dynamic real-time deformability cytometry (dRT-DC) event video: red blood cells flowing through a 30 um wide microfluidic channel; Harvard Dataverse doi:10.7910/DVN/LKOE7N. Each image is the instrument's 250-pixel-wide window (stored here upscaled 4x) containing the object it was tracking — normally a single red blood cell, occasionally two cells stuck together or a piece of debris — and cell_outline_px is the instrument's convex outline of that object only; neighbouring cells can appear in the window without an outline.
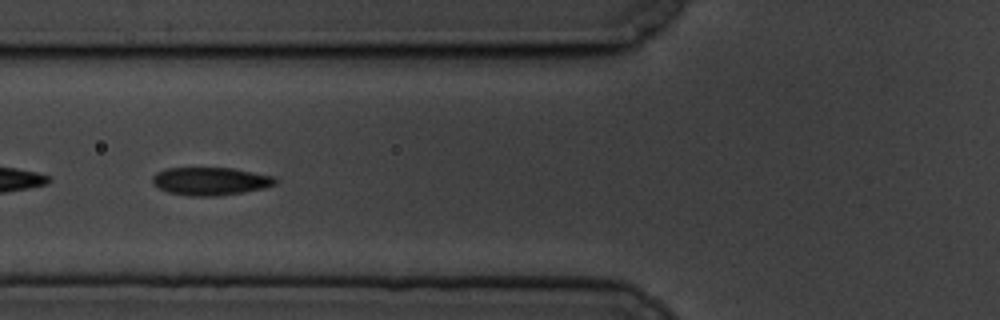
{"species": "common noctule bat (a hibernating species)", "species_latin": "Nyctalus noctula", "temperature_condition": "cold", "stored_images_in_passage": 9, "camera_frame_rate_fps": 3000, "um_per_image_px": 0.085, "animal": {"sex": "male", "body_mass_g": 19.5, "forearm_length_mm": 54.6}, "frame": {"image": 1, "passage_image": 6, "time_ms": 5.667, "image_size_px": [1000, 320], "cell_outline_px": [[276, 184], [264, 188], [244, 192], [216, 196], [188, 196], [168, 192], [152, 184], [152, 176], [156, 172], [164, 168], [232, 168], [276, 176]], "centroid_in_image_um": [17.88, 15.4], "position_along_channel_um": 107.9, "area_um2": 20.17}}
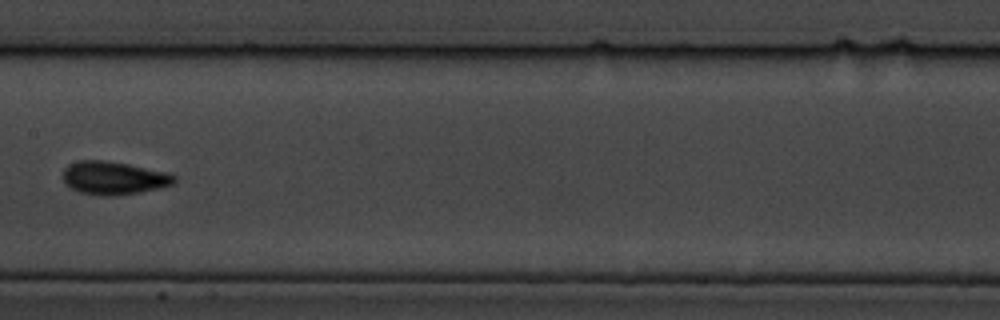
{"frame": {"image": 2, "passage_image": 8, "time_ms": 8.333, "image_size_px": [1000, 320], "cell_outline_px": [[176, 180], [172, 184], [140, 192], [112, 196], [100, 196], [80, 192], [64, 184], [64, 168], [68, 164], [80, 160], [104, 160], [128, 164], [168, 172], [176, 176]], "centroid_in_image_um": [9.65, 15.12], "position_along_channel_um": 197.8, "area_um2": 21.44}}
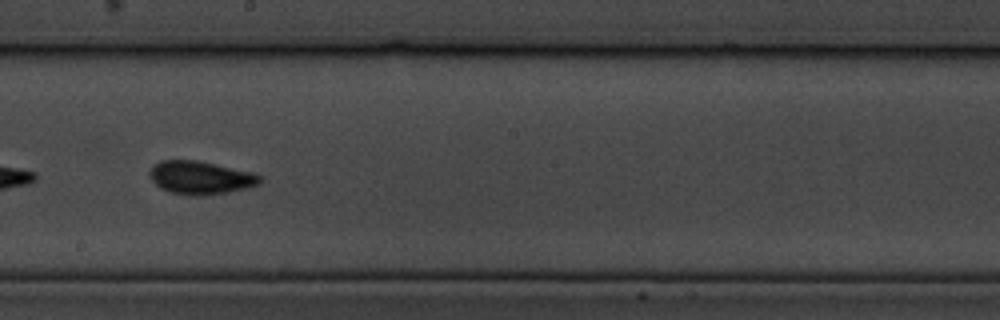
{"frame": {"image": 3, "passage_image": 9, "time_ms": 9.333, "image_size_px": [1000, 320], "cell_outline_px": [[264, 176], [260, 184], [248, 188], [228, 192], [204, 196], [188, 196], [168, 192], [160, 188], [152, 180], [148, 172], [152, 164], [160, 160], [196, 160], [256, 172]], "centroid_in_image_um": [17.07, 15.1], "position_along_channel_um": 231.1, "area_um2": 21.96}}